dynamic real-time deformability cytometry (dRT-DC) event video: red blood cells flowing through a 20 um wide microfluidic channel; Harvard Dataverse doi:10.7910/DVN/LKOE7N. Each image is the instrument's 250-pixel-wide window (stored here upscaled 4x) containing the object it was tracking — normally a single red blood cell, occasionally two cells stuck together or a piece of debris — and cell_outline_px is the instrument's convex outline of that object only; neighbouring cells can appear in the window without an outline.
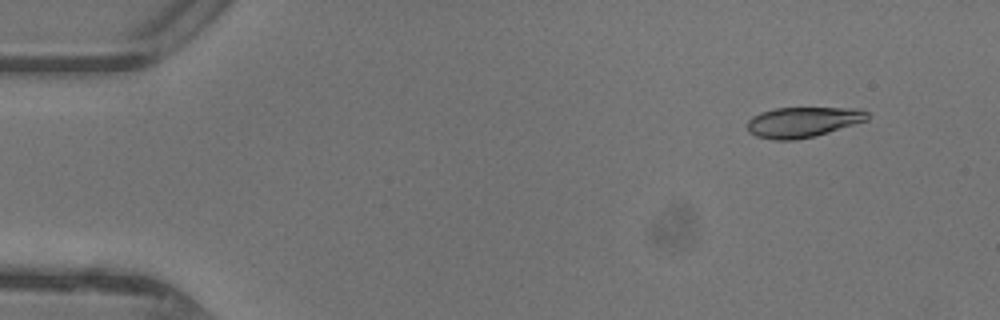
{"species": "common noctule bat (a hibernating species)", "species_latin": "Nyctalus noctula", "temperature_condition": "warm", "stored_images_in_passage": 43, "camera_frame_rate_fps": 3000, "um_per_image_px": 0.085, "animal": {"sex": "female"}, "frame": {"image": 1, "passage_image": 1, "time_ms": 0.0, "image_size_px": [1000, 320], "cell_outline_px": [[868, 120], [828, 132], [796, 140], [772, 140], [756, 136], [748, 132], [748, 120], [752, 116], [760, 112], [776, 108], [856, 108], [868, 112]], "centroid_in_image_um": [68.21, 10.37], "position_along_channel_um": 16.8, "area_um2": 21.15}}
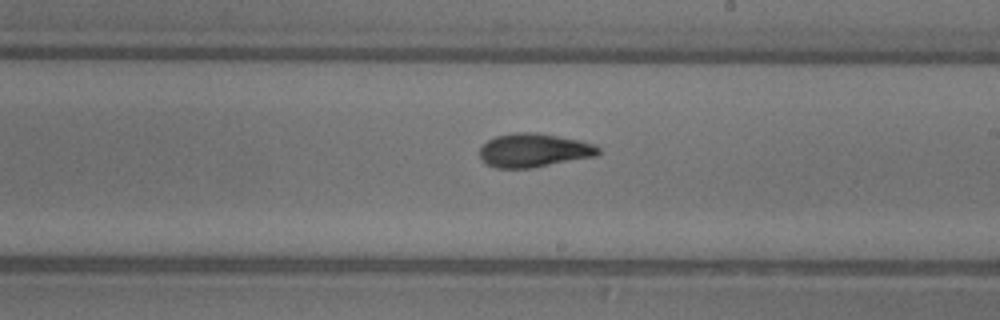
{"frame": {"image": 2, "passage_image": 24, "time_ms": 7.667, "image_size_px": [1000, 320], "cell_outline_px": [[600, 152], [596, 156], [532, 168], [496, 168], [488, 164], [480, 156], [480, 148], [488, 140], [496, 136], [512, 132], [536, 132], [580, 140], [596, 144], [600, 148]], "centroid_in_image_um": [45.41, 12.77], "position_along_channel_um": 243.6, "area_um2": 23.35}}
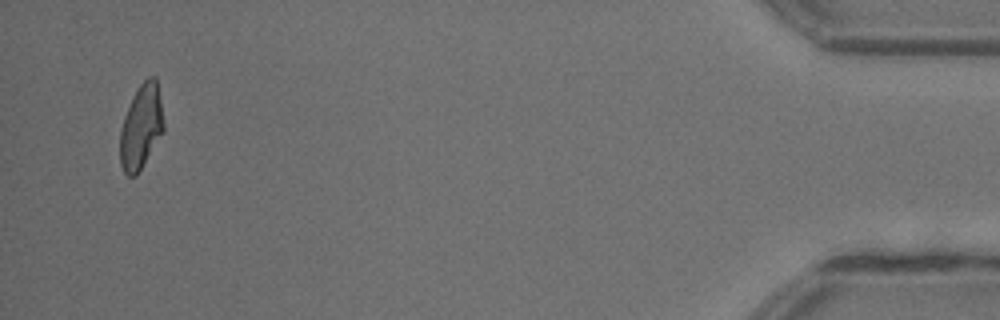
{"frame": {"image": 3, "passage_image": 42, "time_ms": 13.667, "image_size_px": [1000, 320], "cell_outline_px": [[164, 132], [136, 176], [128, 176], [124, 172], [120, 164], [120, 128], [124, 116], [132, 96], [136, 88], [148, 76], [156, 76], [164, 124]], "centroid_in_image_um": [11.99, 10.77], "position_along_channel_um": 423.2, "area_um2": 21.62}, "authors_computed_cell_mechanics": {"area_um2": 22.253, "velocity_mm_per_s": 4.4186, "shape_relaxation_time_tau1_ms": 4.5799, "shape_relaxation_time_tau2_ms": 2.3552, "deformation_change_tau1": 0.1604, "deformation_change_tau2": 0.0953}}